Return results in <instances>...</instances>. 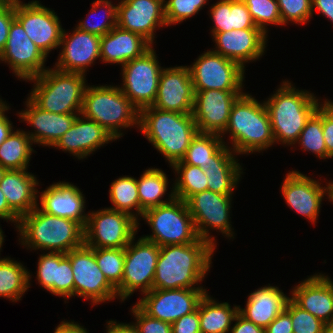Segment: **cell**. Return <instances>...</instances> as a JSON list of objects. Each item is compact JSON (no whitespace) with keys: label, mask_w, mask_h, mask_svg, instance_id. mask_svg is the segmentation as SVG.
Here are the masks:
<instances>
[{"label":"cell","mask_w":333,"mask_h":333,"mask_svg":"<svg viewBox=\"0 0 333 333\" xmlns=\"http://www.w3.org/2000/svg\"><path fill=\"white\" fill-rule=\"evenodd\" d=\"M87 75L48 68L33 82L28 97L45 111L57 114H81ZM87 82V83H86Z\"/></svg>","instance_id":"6"},{"label":"cell","mask_w":333,"mask_h":333,"mask_svg":"<svg viewBox=\"0 0 333 333\" xmlns=\"http://www.w3.org/2000/svg\"><path fill=\"white\" fill-rule=\"evenodd\" d=\"M109 199L112 206L107 208L131 215L140 226V200L136 178L125 175L111 182Z\"/></svg>","instance_id":"37"},{"label":"cell","mask_w":333,"mask_h":333,"mask_svg":"<svg viewBox=\"0 0 333 333\" xmlns=\"http://www.w3.org/2000/svg\"><path fill=\"white\" fill-rule=\"evenodd\" d=\"M213 52L239 63L246 64L261 60L266 52L268 35L259 28H247L215 33Z\"/></svg>","instance_id":"22"},{"label":"cell","mask_w":333,"mask_h":333,"mask_svg":"<svg viewBox=\"0 0 333 333\" xmlns=\"http://www.w3.org/2000/svg\"><path fill=\"white\" fill-rule=\"evenodd\" d=\"M232 198V195H223L205 190L192 195L186 201L194 220L198 237L207 241L215 249L217 247V239L211 235V230L219 231L222 236L229 240L235 238L230 217Z\"/></svg>","instance_id":"9"},{"label":"cell","mask_w":333,"mask_h":333,"mask_svg":"<svg viewBox=\"0 0 333 333\" xmlns=\"http://www.w3.org/2000/svg\"><path fill=\"white\" fill-rule=\"evenodd\" d=\"M209 0H164V13L167 27L181 24L209 5Z\"/></svg>","instance_id":"44"},{"label":"cell","mask_w":333,"mask_h":333,"mask_svg":"<svg viewBox=\"0 0 333 333\" xmlns=\"http://www.w3.org/2000/svg\"><path fill=\"white\" fill-rule=\"evenodd\" d=\"M15 19V0H0V54L5 48L9 29Z\"/></svg>","instance_id":"51"},{"label":"cell","mask_w":333,"mask_h":333,"mask_svg":"<svg viewBox=\"0 0 333 333\" xmlns=\"http://www.w3.org/2000/svg\"><path fill=\"white\" fill-rule=\"evenodd\" d=\"M277 90L265 98L273 137L276 144L294 147L307 120L324 100L306 89H297L289 80H283ZM292 146V147H291Z\"/></svg>","instance_id":"3"},{"label":"cell","mask_w":333,"mask_h":333,"mask_svg":"<svg viewBox=\"0 0 333 333\" xmlns=\"http://www.w3.org/2000/svg\"><path fill=\"white\" fill-rule=\"evenodd\" d=\"M101 36L84 32L76 27L71 33L64 29L60 41L57 62L53 65L58 70L87 74V70L100 60Z\"/></svg>","instance_id":"23"},{"label":"cell","mask_w":333,"mask_h":333,"mask_svg":"<svg viewBox=\"0 0 333 333\" xmlns=\"http://www.w3.org/2000/svg\"><path fill=\"white\" fill-rule=\"evenodd\" d=\"M175 174L174 196L186 202L192 195L208 190L207 177L203 169L189 164H173Z\"/></svg>","instance_id":"39"},{"label":"cell","mask_w":333,"mask_h":333,"mask_svg":"<svg viewBox=\"0 0 333 333\" xmlns=\"http://www.w3.org/2000/svg\"><path fill=\"white\" fill-rule=\"evenodd\" d=\"M0 219L11 222L17 227L20 217L9 207L6 197L0 189Z\"/></svg>","instance_id":"57"},{"label":"cell","mask_w":333,"mask_h":333,"mask_svg":"<svg viewBox=\"0 0 333 333\" xmlns=\"http://www.w3.org/2000/svg\"><path fill=\"white\" fill-rule=\"evenodd\" d=\"M24 170H7L0 182V189L6 197L9 207L19 216L31 212L38 201L39 179Z\"/></svg>","instance_id":"30"},{"label":"cell","mask_w":333,"mask_h":333,"mask_svg":"<svg viewBox=\"0 0 333 333\" xmlns=\"http://www.w3.org/2000/svg\"><path fill=\"white\" fill-rule=\"evenodd\" d=\"M66 333H89L87 328H84L80 323L74 320H66Z\"/></svg>","instance_id":"59"},{"label":"cell","mask_w":333,"mask_h":333,"mask_svg":"<svg viewBox=\"0 0 333 333\" xmlns=\"http://www.w3.org/2000/svg\"><path fill=\"white\" fill-rule=\"evenodd\" d=\"M194 97L195 91L188 65L165 67L161 71L157 95L152 107L191 114Z\"/></svg>","instance_id":"21"},{"label":"cell","mask_w":333,"mask_h":333,"mask_svg":"<svg viewBox=\"0 0 333 333\" xmlns=\"http://www.w3.org/2000/svg\"><path fill=\"white\" fill-rule=\"evenodd\" d=\"M225 134L229 142L225 141ZM220 137L227 146L230 143L232 147H229L237 155L263 153L272 148L276 143L264 101H258L246 91L242 93L234 102L228 125Z\"/></svg>","instance_id":"2"},{"label":"cell","mask_w":333,"mask_h":333,"mask_svg":"<svg viewBox=\"0 0 333 333\" xmlns=\"http://www.w3.org/2000/svg\"><path fill=\"white\" fill-rule=\"evenodd\" d=\"M66 301L74 296V279L70 259L64 253L58 252V274L56 282V297Z\"/></svg>","instance_id":"48"},{"label":"cell","mask_w":333,"mask_h":333,"mask_svg":"<svg viewBox=\"0 0 333 333\" xmlns=\"http://www.w3.org/2000/svg\"><path fill=\"white\" fill-rule=\"evenodd\" d=\"M237 156L220 135L198 132L189 144L185 156L174 164L195 165L205 170L215 162H238Z\"/></svg>","instance_id":"31"},{"label":"cell","mask_w":333,"mask_h":333,"mask_svg":"<svg viewBox=\"0 0 333 333\" xmlns=\"http://www.w3.org/2000/svg\"><path fill=\"white\" fill-rule=\"evenodd\" d=\"M192 115L200 133L221 135L229 122L234 102L244 90H194Z\"/></svg>","instance_id":"19"},{"label":"cell","mask_w":333,"mask_h":333,"mask_svg":"<svg viewBox=\"0 0 333 333\" xmlns=\"http://www.w3.org/2000/svg\"><path fill=\"white\" fill-rule=\"evenodd\" d=\"M130 309L139 333H171L170 323L148 316L136 304Z\"/></svg>","instance_id":"49"},{"label":"cell","mask_w":333,"mask_h":333,"mask_svg":"<svg viewBox=\"0 0 333 333\" xmlns=\"http://www.w3.org/2000/svg\"><path fill=\"white\" fill-rule=\"evenodd\" d=\"M265 333H293L290 315L284 310L265 328Z\"/></svg>","instance_id":"53"},{"label":"cell","mask_w":333,"mask_h":333,"mask_svg":"<svg viewBox=\"0 0 333 333\" xmlns=\"http://www.w3.org/2000/svg\"><path fill=\"white\" fill-rule=\"evenodd\" d=\"M315 11L333 23V0H312V13Z\"/></svg>","instance_id":"58"},{"label":"cell","mask_w":333,"mask_h":333,"mask_svg":"<svg viewBox=\"0 0 333 333\" xmlns=\"http://www.w3.org/2000/svg\"><path fill=\"white\" fill-rule=\"evenodd\" d=\"M327 200L333 204V181L327 182Z\"/></svg>","instance_id":"60"},{"label":"cell","mask_w":333,"mask_h":333,"mask_svg":"<svg viewBox=\"0 0 333 333\" xmlns=\"http://www.w3.org/2000/svg\"><path fill=\"white\" fill-rule=\"evenodd\" d=\"M94 255L108 282L117 289L124 272L125 248H94Z\"/></svg>","instance_id":"42"},{"label":"cell","mask_w":333,"mask_h":333,"mask_svg":"<svg viewBox=\"0 0 333 333\" xmlns=\"http://www.w3.org/2000/svg\"><path fill=\"white\" fill-rule=\"evenodd\" d=\"M26 108L16 113L20 122L31 125L25 132L33 144L52 147L73 125L78 114H57L40 109L29 97L24 101ZM34 128V129H33Z\"/></svg>","instance_id":"24"},{"label":"cell","mask_w":333,"mask_h":333,"mask_svg":"<svg viewBox=\"0 0 333 333\" xmlns=\"http://www.w3.org/2000/svg\"><path fill=\"white\" fill-rule=\"evenodd\" d=\"M28 270L14 258L0 259V298L14 303L20 301L31 286L33 277Z\"/></svg>","instance_id":"35"},{"label":"cell","mask_w":333,"mask_h":333,"mask_svg":"<svg viewBox=\"0 0 333 333\" xmlns=\"http://www.w3.org/2000/svg\"><path fill=\"white\" fill-rule=\"evenodd\" d=\"M117 141L110 132L95 121L78 114L71 128L52 146L72 154L78 160L86 159L106 144Z\"/></svg>","instance_id":"27"},{"label":"cell","mask_w":333,"mask_h":333,"mask_svg":"<svg viewBox=\"0 0 333 333\" xmlns=\"http://www.w3.org/2000/svg\"><path fill=\"white\" fill-rule=\"evenodd\" d=\"M152 45L141 35L116 26L101 36L100 61L121 67L130 60L142 56Z\"/></svg>","instance_id":"28"},{"label":"cell","mask_w":333,"mask_h":333,"mask_svg":"<svg viewBox=\"0 0 333 333\" xmlns=\"http://www.w3.org/2000/svg\"><path fill=\"white\" fill-rule=\"evenodd\" d=\"M171 333H201L199 311L186 314L171 324Z\"/></svg>","instance_id":"52"},{"label":"cell","mask_w":333,"mask_h":333,"mask_svg":"<svg viewBox=\"0 0 333 333\" xmlns=\"http://www.w3.org/2000/svg\"><path fill=\"white\" fill-rule=\"evenodd\" d=\"M141 219L152 231L142 237L159 247L189 244L199 239L187 203L176 197L166 204L146 210Z\"/></svg>","instance_id":"8"},{"label":"cell","mask_w":333,"mask_h":333,"mask_svg":"<svg viewBox=\"0 0 333 333\" xmlns=\"http://www.w3.org/2000/svg\"><path fill=\"white\" fill-rule=\"evenodd\" d=\"M117 4V26L141 35L154 46L156 30L167 27L164 0H118Z\"/></svg>","instance_id":"20"},{"label":"cell","mask_w":333,"mask_h":333,"mask_svg":"<svg viewBox=\"0 0 333 333\" xmlns=\"http://www.w3.org/2000/svg\"><path fill=\"white\" fill-rule=\"evenodd\" d=\"M168 176L161 168H146L137 179V190L140 200V220L143 213L151 208L170 202L175 196L173 192V184L168 194L167 189L170 186ZM169 184V185H168ZM167 195L168 198L164 196Z\"/></svg>","instance_id":"34"},{"label":"cell","mask_w":333,"mask_h":333,"mask_svg":"<svg viewBox=\"0 0 333 333\" xmlns=\"http://www.w3.org/2000/svg\"><path fill=\"white\" fill-rule=\"evenodd\" d=\"M207 291L206 288L152 289L135 304L148 316L172 324L194 312Z\"/></svg>","instance_id":"17"},{"label":"cell","mask_w":333,"mask_h":333,"mask_svg":"<svg viewBox=\"0 0 333 333\" xmlns=\"http://www.w3.org/2000/svg\"><path fill=\"white\" fill-rule=\"evenodd\" d=\"M238 308L239 305L231 308L229 302H219L207 291L198 304L201 333H229Z\"/></svg>","instance_id":"33"},{"label":"cell","mask_w":333,"mask_h":333,"mask_svg":"<svg viewBox=\"0 0 333 333\" xmlns=\"http://www.w3.org/2000/svg\"><path fill=\"white\" fill-rule=\"evenodd\" d=\"M106 333H139V330L135 323H123L117 322L116 320H108L106 322Z\"/></svg>","instance_id":"56"},{"label":"cell","mask_w":333,"mask_h":333,"mask_svg":"<svg viewBox=\"0 0 333 333\" xmlns=\"http://www.w3.org/2000/svg\"><path fill=\"white\" fill-rule=\"evenodd\" d=\"M319 180L322 179L316 180L300 171L291 170L285 175L280 186L287 206L313 225L318 220L322 202L325 197L327 199V180L324 179L326 184Z\"/></svg>","instance_id":"18"},{"label":"cell","mask_w":333,"mask_h":333,"mask_svg":"<svg viewBox=\"0 0 333 333\" xmlns=\"http://www.w3.org/2000/svg\"><path fill=\"white\" fill-rule=\"evenodd\" d=\"M322 128L327 159H333V101L327 98L322 102Z\"/></svg>","instance_id":"50"},{"label":"cell","mask_w":333,"mask_h":333,"mask_svg":"<svg viewBox=\"0 0 333 333\" xmlns=\"http://www.w3.org/2000/svg\"><path fill=\"white\" fill-rule=\"evenodd\" d=\"M157 57L152 46L142 56L121 67L123 83L118 87L139 111L152 106L155 101L161 71L164 68Z\"/></svg>","instance_id":"12"},{"label":"cell","mask_w":333,"mask_h":333,"mask_svg":"<svg viewBox=\"0 0 333 333\" xmlns=\"http://www.w3.org/2000/svg\"><path fill=\"white\" fill-rule=\"evenodd\" d=\"M307 277L290 289V298L323 323H333V279L319 272Z\"/></svg>","instance_id":"25"},{"label":"cell","mask_w":333,"mask_h":333,"mask_svg":"<svg viewBox=\"0 0 333 333\" xmlns=\"http://www.w3.org/2000/svg\"><path fill=\"white\" fill-rule=\"evenodd\" d=\"M11 107L8 103H6L0 109V144L11 134V132L15 129L11 119L6 115Z\"/></svg>","instance_id":"55"},{"label":"cell","mask_w":333,"mask_h":333,"mask_svg":"<svg viewBox=\"0 0 333 333\" xmlns=\"http://www.w3.org/2000/svg\"><path fill=\"white\" fill-rule=\"evenodd\" d=\"M290 295L279 287L267 284L249 293L245 307L239 305L238 313L255 325L266 328L285 308Z\"/></svg>","instance_id":"29"},{"label":"cell","mask_w":333,"mask_h":333,"mask_svg":"<svg viewBox=\"0 0 333 333\" xmlns=\"http://www.w3.org/2000/svg\"><path fill=\"white\" fill-rule=\"evenodd\" d=\"M19 245L27 250L68 253L84 245V227L71 219L50 215L36 206L19 219Z\"/></svg>","instance_id":"4"},{"label":"cell","mask_w":333,"mask_h":333,"mask_svg":"<svg viewBox=\"0 0 333 333\" xmlns=\"http://www.w3.org/2000/svg\"><path fill=\"white\" fill-rule=\"evenodd\" d=\"M37 206L44 212L80 223H87L86 199L83 191L70 182L59 181L50 184L42 192L38 190Z\"/></svg>","instance_id":"26"},{"label":"cell","mask_w":333,"mask_h":333,"mask_svg":"<svg viewBox=\"0 0 333 333\" xmlns=\"http://www.w3.org/2000/svg\"><path fill=\"white\" fill-rule=\"evenodd\" d=\"M139 222L131 215L107 207L88 212L84 244L90 248H125L138 234Z\"/></svg>","instance_id":"10"},{"label":"cell","mask_w":333,"mask_h":333,"mask_svg":"<svg viewBox=\"0 0 333 333\" xmlns=\"http://www.w3.org/2000/svg\"><path fill=\"white\" fill-rule=\"evenodd\" d=\"M233 322H235V324H233L229 333H265L264 328L246 320L239 313L235 316Z\"/></svg>","instance_id":"54"},{"label":"cell","mask_w":333,"mask_h":333,"mask_svg":"<svg viewBox=\"0 0 333 333\" xmlns=\"http://www.w3.org/2000/svg\"><path fill=\"white\" fill-rule=\"evenodd\" d=\"M34 152L29 135L22 128H15L0 144V165L7 170L28 169Z\"/></svg>","instance_id":"36"},{"label":"cell","mask_w":333,"mask_h":333,"mask_svg":"<svg viewBox=\"0 0 333 333\" xmlns=\"http://www.w3.org/2000/svg\"><path fill=\"white\" fill-rule=\"evenodd\" d=\"M47 56L28 37L21 23L15 18L9 29L8 39L0 54V63H5L18 80L27 81L42 74L47 67Z\"/></svg>","instance_id":"16"},{"label":"cell","mask_w":333,"mask_h":333,"mask_svg":"<svg viewBox=\"0 0 333 333\" xmlns=\"http://www.w3.org/2000/svg\"><path fill=\"white\" fill-rule=\"evenodd\" d=\"M203 171L207 177L208 190L233 196L244 174L242 163L239 162H215Z\"/></svg>","instance_id":"38"},{"label":"cell","mask_w":333,"mask_h":333,"mask_svg":"<svg viewBox=\"0 0 333 333\" xmlns=\"http://www.w3.org/2000/svg\"><path fill=\"white\" fill-rule=\"evenodd\" d=\"M215 251L200 238L189 244L161 246L152 289L205 288L201 283L211 270Z\"/></svg>","instance_id":"1"},{"label":"cell","mask_w":333,"mask_h":333,"mask_svg":"<svg viewBox=\"0 0 333 333\" xmlns=\"http://www.w3.org/2000/svg\"><path fill=\"white\" fill-rule=\"evenodd\" d=\"M136 236L125 247L124 272L116 289L118 300L125 302L136 291L144 294L152 290L160 247L142 236Z\"/></svg>","instance_id":"11"},{"label":"cell","mask_w":333,"mask_h":333,"mask_svg":"<svg viewBox=\"0 0 333 333\" xmlns=\"http://www.w3.org/2000/svg\"><path fill=\"white\" fill-rule=\"evenodd\" d=\"M15 18L47 57L52 50L59 49L64 28L53 9L42 5L38 0L28 3L15 0Z\"/></svg>","instance_id":"15"},{"label":"cell","mask_w":333,"mask_h":333,"mask_svg":"<svg viewBox=\"0 0 333 333\" xmlns=\"http://www.w3.org/2000/svg\"><path fill=\"white\" fill-rule=\"evenodd\" d=\"M188 68L194 90L244 89L246 69L211 49L200 54Z\"/></svg>","instance_id":"14"},{"label":"cell","mask_w":333,"mask_h":333,"mask_svg":"<svg viewBox=\"0 0 333 333\" xmlns=\"http://www.w3.org/2000/svg\"><path fill=\"white\" fill-rule=\"evenodd\" d=\"M66 256L70 259L73 271L74 297L90 301L91 306L118 299L116 289L108 282L97 264L94 248L84 244L72 249Z\"/></svg>","instance_id":"13"},{"label":"cell","mask_w":333,"mask_h":333,"mask_svg":"<svg viewBox=\"0 0 333 333\" xmlns=\"http://www.w3.org/2000/svg\"><path fill=\"white\" fill-rule=\"evenodd\" d=\"M117 6L118 4L111 0H95L86 19L80 20L75 27L84 32L104 36L117 26ZM93 16L95 19H93Z\"/></svg>","instance_id":"40"},{"label":"cell","mask_w":333,"mask_h":333,"mask_svg":"<svg viewBox=\"0 0 333 333\" xmlns=\"http://www.w3.org/2000/svg\"><path fill=\"white\" fill-rule=\"evenodd\" d=\"M322 333H333V323L325 324Z\"/></svg>","instance_id":"62"},{"label":"cell","mask_w":333,"mask_h":333,"mask_svg":"<svg viewBox=\"0 0 333 333\" xmlns=\"http://www.w3.org/2000/svg\"><path fill=\"white\" fill-rule=\"evenodd\" d=\"M36 281L42 289L56 296L58 252H43L36 264Z\"/></svg>","instance_id":"46"},{"label":"cell","mask_w":333,"mask_h":333,"mask_svg":"<svg viewBox=\"0 0 333 333\" xmlns=\"http://www.w3.org/2000/svg\"><path fill=\"white\" fill-rule=\"evenodd\" d=\"M285 311L291 317L293 333H322L325 323L299 307L291 298Z\"/></svg>","instance_id":"47"},{"label":"cell","mask_w":333,"mask_h":333,"mask_svg":"<svg viewBox=\"0 0 333 333\" xmlns=\"http://www.w3.org/2000/svg\"><path fill=\"white\" fill-rule=\"evenodd\" d=\"M248 7L254 24L268 35L269 25L282 26L277 0H242Z\"/></svg>","instance_id":"43"},{"label":"cell","mask_w":333,"mask_h":333,"mask_svg":"<svg viewBox=\"0 0 333 333\" xmlns=\"http://www.w3.org/2000/svg\"><path fill=\"white\" fill-rule=\"evenodd\" d=\"M81 114L104 127L116 140L123 137V130L139 129V110L118 85L87 84Z\"/></svg>","instance_id":"7"},{"label":"cell","mask_w":333,"mask_h":333,"mask_svg":"<svg viewBox=\"0 0 333 333\" xmlns=\"http://www.w3.org/2000/svg\"><path fill=\"white\" fill-rule=\"evenodd\" d=\"M6 171H7V169L3 168V167L0 165V182L2 181L3 176H4V174H5Z\"/></svg>","instance_id":"64"},{"label":"cell","mask_w":333,"mask_h":333,"mask_svg":"<svg viewBox=\"0 0 333 333\" xmlns=\"http://www.w3.org/2000/svg\"><path fill=\"white\" fill-rule=\"evenodd\" d=\"M282 26L305 25L313 18L312 0H277Z\"/></svg>","instance_id":"45"},{"label":"cell","mask_w":333,"mask_h":333,"mask_svg":"<svg viewBox=\"0 0 333 333\" xmlns=\"http://www.w3.org/2000/svg\"><path fill=\"white\" fill-rule=\"evenodd\" d=\"M209 18L213 21L211 37L215 33L247 28H258L250 15L248 7L242 0H218L211 4L208 11Z\"/></svg>","instance_id":"32"},{"label":"cell","mask_w":333,"mask_h":333,"mask_svg":"<svg viewBox=\"0 0 333 333\" xmlns=\"http://www.w3.org/2000/svg\"><path fill=\"white\" fill-rule=\"evenodd\" d=\"M4 232H3V230H2V228H1V226H0V254H1V251H2V246H3V244H4ZM1 256V255H0ZM0 259H2V257L0 258Z\"/></svg>","instance_id":"63"},{"label":"cell","mask_w":333,"mask_h":333,"mask_svg":"<svg viewBox=\"0 0 333 333\" xmlns=\"http://www.w3.org/2000/svg\"><path fill=\"white\" fill-rule=\"evenodd\" d=\"M54 333H66V320L60 321V323L54 328Z\"/></svg>","instance_id":"61"},{"label":"cell","mask_w":333,"mask_h":333,"mask_svg":"<svg viewBox=\"0 0 333 333\" xmlns=\"http://www.w3.org/2000/svg\"><path fill=\"white\" fill-rule=\"evenodd\" d=\"M6 104V100L4 101L2 97H0V109Z\"/></svg>","instance_id":"65"},{"label":"cell","mask_w":333,"mask_h":333,"mask_svg":"<svg viewBox=\"0 0 333 333\" xmlns=\"http://www.w3.org/2000/svg\"><path fill=\"white\" fill-rule=\"evenodd\" d=\"M302 151L311 152L319 159H327V148L322 128V101L317 110L307 120L304 129L295 143Z\"/></svg>","instance_id":"41"},{"label":"cell","mask_w":333,"mask_h":333,"mask_svg":"<svg viewBox=\"0 0 333 333\" xmlns=\"http://www.w3.org/2000/svg\"><path fill=\"white\" fill-rule=\"evenodd\" d=\"M171 167L180 161L199 132L193 115L165 111L152 106L139 111V129Z\"/></svg>","instance_id":"5"}]
</instances>
